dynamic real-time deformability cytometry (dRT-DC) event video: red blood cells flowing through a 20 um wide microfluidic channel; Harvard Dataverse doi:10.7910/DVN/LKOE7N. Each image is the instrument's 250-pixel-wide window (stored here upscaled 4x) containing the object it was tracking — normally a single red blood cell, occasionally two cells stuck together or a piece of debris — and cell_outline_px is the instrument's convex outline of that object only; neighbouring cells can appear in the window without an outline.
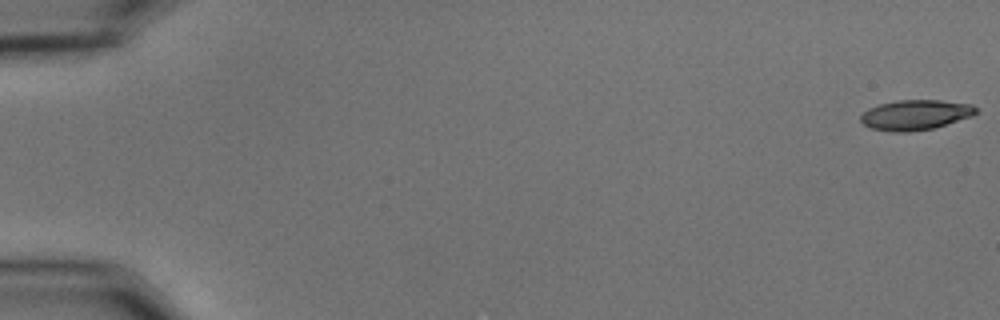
{"species": "common noctule bat (a hibernating species)", "species_latin": "Nyctalus noctula", "temperature_condition": "cold", "stored_images_in_passage": 56, "camera_frame_rate_fps": 3000, "um_per_image_px": 0.085, "animal": {"sex": "male", "body_mass_g": 15.6}, "frame": {"image": 1, "passage_image": 1, "time_ms": 0.0, "image_size_px": [1000, 320], "cell_outline_px": [[980, 112], [972, 116], [932, 128], [908, 132], [892, 132], [872, 128], [864, 124], [860, 120], [860, 116], [868, 108], [880, 104], [896, 100], [940, 100], [972, 104], [980, 108]], "centroid_in_image_um": [77.85, 9.75], "position_along_channel_um": 7.2, "area_um2": 20.29}}
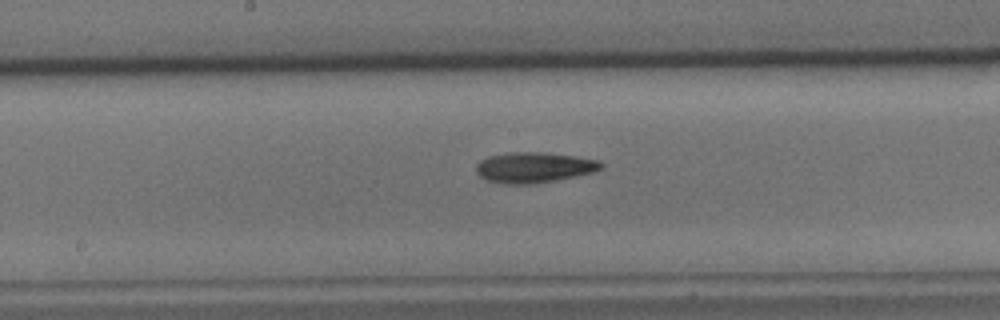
{"frame": {"image": 2, "passage_image": 30, "time_ms": 9.667, "image_size_px": [1000, 320], "cell_outline_px": [[604, 164], [600, 168], [592, 172], [576, 176], [556, 180], [532, 184], [504, 184], [488, 180], [480, 176], [476, 172], [476, 164], [480, 160], [488, 156], [508, 152], [548, 152], [576, 156], [600, 160]], "centroid_in_image_um": [45.38, 14.22], "position_along_channel_um": 202.8, "area_um2": 22.37}}
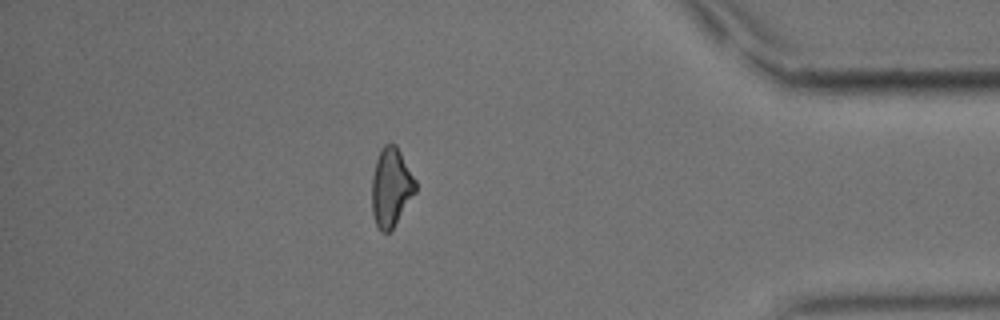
{"frame": {"image": 3, "passage_image": 49, "time_ms": 16.0, "image_size_px": [1000, 320], "cell_outline_px": [[416, 192], [392, 228], [388, 232], [380, 232], [376, 224], [372, 212], [372, 176], [376, 160], [380, 148], [384, 144], [396, 144], [416, 180]], "centroid_in_image_um": [33.23, 15.9], "position_along_channel_um": 402.0, "area_um2": 19.94}, "authors_computed_cell_mechanics": {"area_um2": 20.7791, "velocity_mm_per_s": 3.6663, "shape_relaxation_time_tau1_ms": 6.9224, "shape_relaxation_time_tau2_ms": null, "deformation_change_tau1": 0.1586, "deformation_change_tau2": null}}